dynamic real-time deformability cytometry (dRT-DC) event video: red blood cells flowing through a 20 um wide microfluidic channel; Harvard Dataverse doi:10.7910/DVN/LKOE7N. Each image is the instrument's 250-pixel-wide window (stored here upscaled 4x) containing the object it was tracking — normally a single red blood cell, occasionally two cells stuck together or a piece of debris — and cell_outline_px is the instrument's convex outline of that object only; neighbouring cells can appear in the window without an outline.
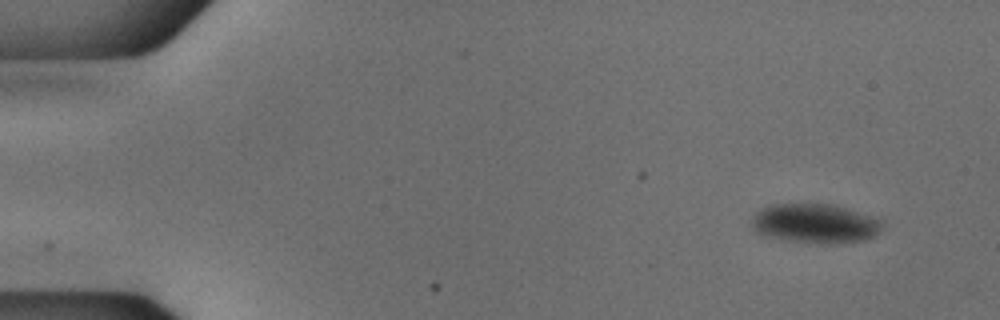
{"species": "common noctule bat (a hibernating species)", "species_latin": "Nyctalus noctula", "temperature_condition": "cold", "stored_images_in_passage": 43, "camera_frame_rate_fps": 3000, "um_per_image_px": 0.085, "animal": {"sex": "male", "body_mass_g": 18.8}, "frame": {"image": 1, "passage_image": 1, "time_ms": 0.0, "image_size_px": [1000, 320], "cell_outline_px": [[884, 224], [876, 236], [868, 240], [836, 244], [820, 244], [788, 240], [764, 236], [756, 232], [752, 228], [752, 216], [760, 208], [772, 204], [836, 204], [884, 216]], "centroid_in_image_um": [69.42, 18.98], "position_along_channel_um": 15.6, "area_um2": 31.33}}
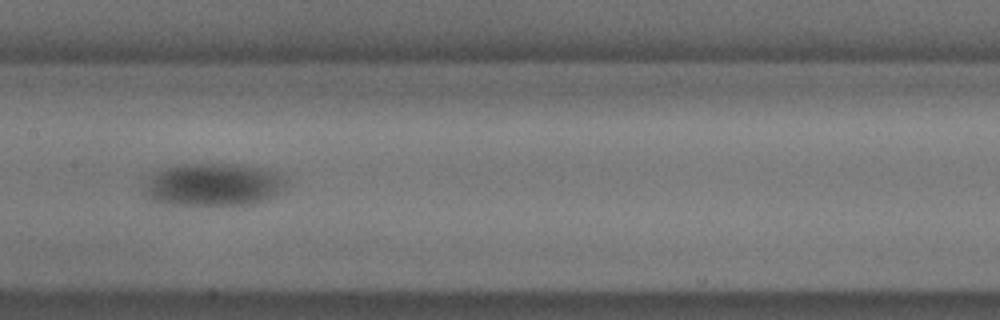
{"frame": {"image": 2, "passage_image": 24, "time_ms": 7.667, "image_size_px": [1000, 320], "cell_outline_px": [[284, 188], [272, 196], [252, 204], [164, 204], [152, 200], [148, 196], [148, 188], [152, 172], [184, 164], [240, 164], [268, 168], [276, 172], [284, 180]], "centroid_in_image_um": [18.18, 15.67], "position_along_channel_um": 189.2, "area_um2": 34.51}}
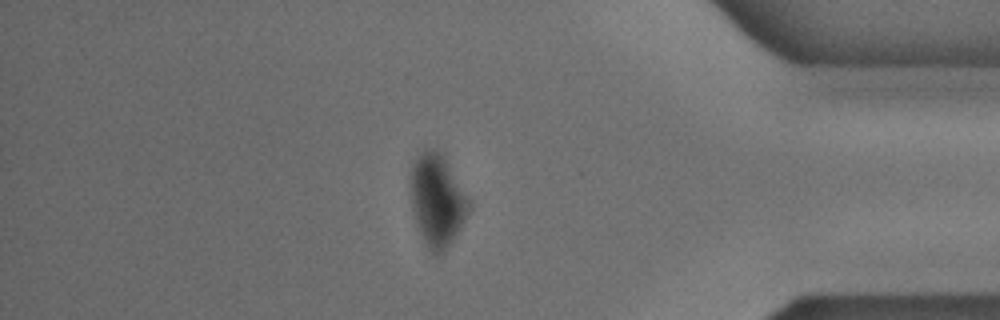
{"frame": {"image": 3, "passage_image": 43, "time_ms": 14.0, "image_size_px": [1000, 320], "cell_outline_px": [[472, 204], [468, 216], [456, 236], [440, 252], [432, 252], [428, 248], [416, 224], [412, 204], [408, 180], [412, 164], [416, 156], [420, 152], [428, 148], [432, 148], [444, 152]], "centroid_in_image_um": [37.17, 16.91], "position_along_channel_um": 398.0, "area_um2": 31.85}}